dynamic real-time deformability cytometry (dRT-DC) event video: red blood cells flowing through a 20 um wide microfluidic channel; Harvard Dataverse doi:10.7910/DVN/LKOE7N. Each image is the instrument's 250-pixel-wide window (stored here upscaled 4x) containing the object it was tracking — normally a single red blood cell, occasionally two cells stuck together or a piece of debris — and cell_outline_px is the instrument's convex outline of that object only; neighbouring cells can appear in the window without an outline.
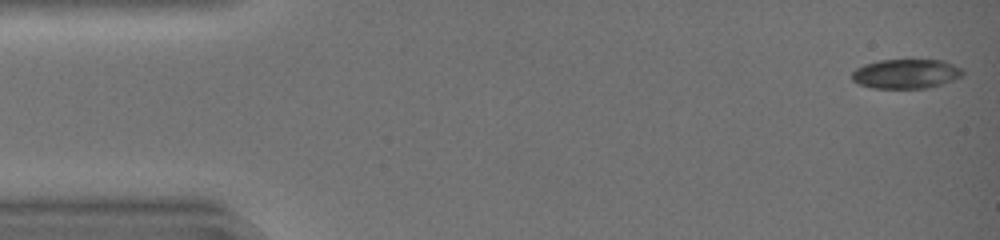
{"species": "common noctule bat (a hibernating species)", "species_latin": "Nyctalus noctula", "temperature_condition": "warm", "stored_images_in_passage": 44, "camera_frame_rate_fps": 3000, "um_per_image_px": 0.085, "animal": {"sex": "female", "body_mass_g": 19.0, "forearm_length_mm": 51.5}, "frame": {"image": 1, "passage_image": 1, "time_ms": 0.0, "image_size_px": [1000, 240], "cell_outline_px": [[964, 72], [960, 76], [952, 80], [928, 88], [872, 88], [860, 84], [852, 80], [852, 72], [856, 68], [864, 64], [880, 60], [944, 60], [960, 68]], "centroid_in_image_um": [76.98, 6.27], "position_along_channel_um": 8.0, "area_um2": 18.84}}
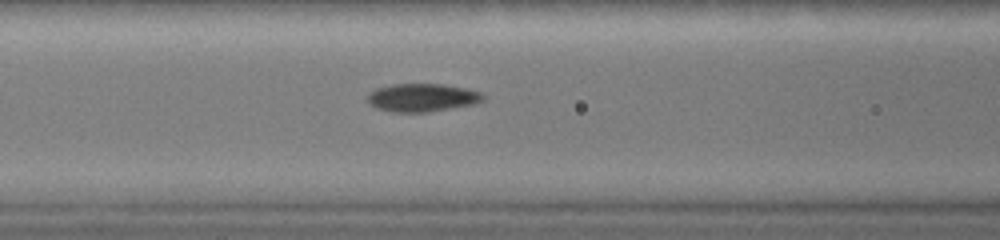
{"frame": {"image": 2, "passage_image": 18, "time_ms": 5.667, "image_size_px": [1000, 240], "cell_outline_px": [[484, 100], [476, 104], [428, 112], [392, 112], [376, 108], [368, 104], [368, 92], [376, 88], [392, 84], [444, 84], [464, 88], [480, 92], [484, 96]], "centroid_in_image_um": [35.86, 8.3], "position_along_channel_um": 130.7, "area_um2": 19.07}}
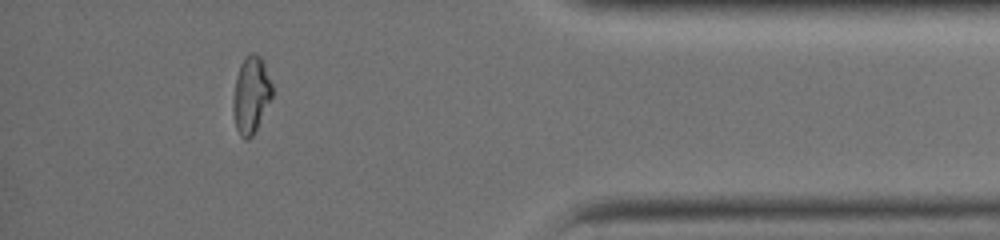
{"frame": {"image": 3, "passage_image": 39, "time_ms": 12.667, "image_size_px": [1000, 240], "cell_outline_px": [[272, 96], [252, 136], [248, 140], [244, 140], [240, 136], [236, 128], [232, 112], [232, 100], [236, 76], [240, 64], [244, 56], [248, 52], [252, 52], [260, 56], [264, 64], [272, 84]], "centroid_in_image_um": [21.3, 8.05], "position_along_channel_um": 413.9, "area_um2": 17.57}, "authors_computed_cell_mechanics": {"area_um2": 18.8428, "velocity_mm_per_s": 4.4147, "shape_relaxation_time_tau1_ms": 6.2293, "shape_relaxation_time_tau2_ms": 1.437, "deformation_change_tau1": 0.238, "deformation_change_tau2": 0.0516}}